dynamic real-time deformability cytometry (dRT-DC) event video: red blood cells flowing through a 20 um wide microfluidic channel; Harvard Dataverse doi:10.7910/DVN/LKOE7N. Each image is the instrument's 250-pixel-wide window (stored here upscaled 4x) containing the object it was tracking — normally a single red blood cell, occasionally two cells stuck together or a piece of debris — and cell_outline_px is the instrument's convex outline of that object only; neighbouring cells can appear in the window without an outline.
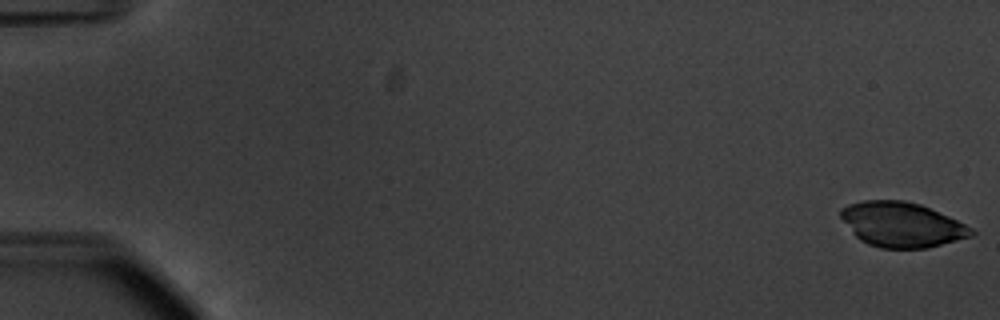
{"species": "common noctule bat (a hibernating species)", "species_latin": "Nyctalus noctula", "temperature_condition": "warm", "stored_images_in_passage": 55, "camera_frame_rate_fps": 3000, "um_per_image_px": 0.085, "animal": {"sex": "male", "body_mass_g": 20.1, "forearm_length_mm": 53.5}, "frame": {"image": 1, "passage_image": 1, "time_ms": 0.0, "image_size_px": [1000, 320], "cell_outline_px": [[976, 232], [972, 236], [928, 248], [880, 248], [868, 244], [860, 240], [852, 232], [840, 216], [840, 208], [848, 204], [864, 200], [904, 200], [920, 204], [948, 216], [972, 228]], "centroid_in_image_um": [76.64, 19.09], "position_along_channel_um": 8.4, "area_um2": 34.04}}